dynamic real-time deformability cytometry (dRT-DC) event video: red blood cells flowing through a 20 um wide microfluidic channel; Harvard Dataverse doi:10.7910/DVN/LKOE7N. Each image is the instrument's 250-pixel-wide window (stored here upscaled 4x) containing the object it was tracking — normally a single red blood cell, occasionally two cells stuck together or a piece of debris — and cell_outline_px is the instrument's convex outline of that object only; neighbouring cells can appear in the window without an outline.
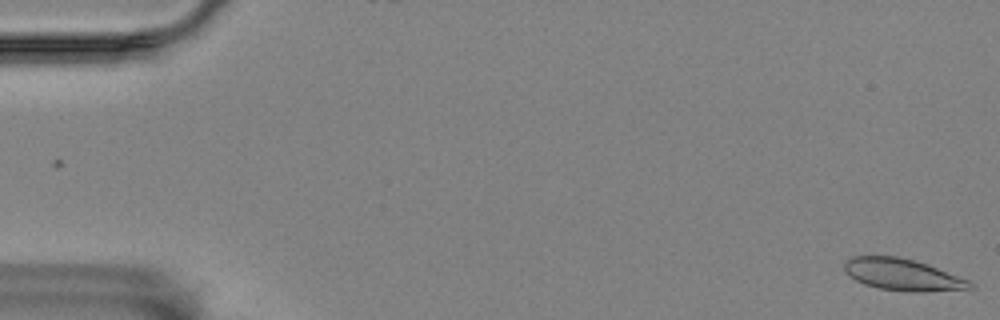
{"species": "Egyptian fruit bat (a non-hibernating species)", "species_latin": "Rousettus aegyptiacus", "temperature_condition": "room temperature", "stored_images_in_passage": 7, "camera_frame_rate_fps": 3000, "um_per_image_px": 0.085, "animal": {"sex": "female"}, "frame": {"image": 1, "passage_image": 1, "time_ms": 0.0, "image_size_px": [1000, 320], "cell_outline_px": [[976, 288], [924, 292], [908, 292], [880, 288], [864, 284], [856, 280], [844, 272], [844, 260], [852, 256], [896, 256], [916, 260], [928, 264], [968, 280], [976, 284]], "centroid_in_image_um": [76.73, 23.34], "position_along_channel_um": 8.3, "area_um2": 23.47}}
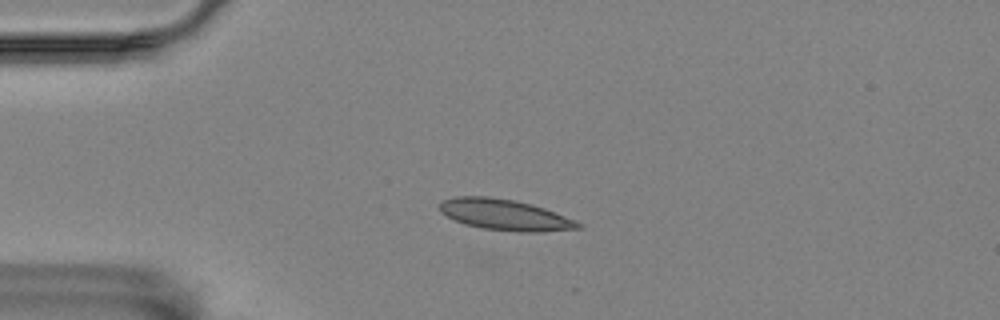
{"frame": {"image": 2, "passage_image": 5, "time_ms": 4.333, "image_size_px": [1000, 320], "cell_outline_px": [[580, 228], [544, 232], [520, 232], [480, 228], [464, 224], [440, 212], [440, 204], [444, 200], [456, 196], [488, 196], [512, 200], [532, 204], [544, 208], [576, 220], [580, 224]], "centroid_in_image_um": [42.92, 18.26], "position_along_channel_um": 42.1, "area_um2": 24.85}}
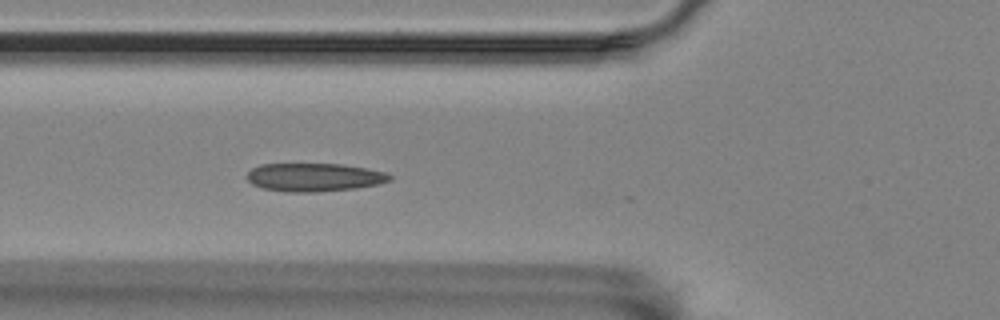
{"frame": {"image": 3, "passage_image": 7, "time_ms": 6.667, "image_size_px": [1000, 320], "cell_outline_px": [[392, 180], [380, 184], [356, 188], [320, 192], [284, 192], [264, 188], [252, 184], [244, 176], [252, 168], [260, 164], [340, 164], [368, 168], [384, 172], [392, 176]], "centroid_in_image_um": [26.71, 15.07], "position_along_channel_um": 99.1, "area_um2": 23.76}}